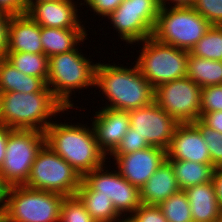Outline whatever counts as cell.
I'll use <instances>...</instances> for the list:
<instances>
[{
  "instance_id": "42",
  "label": "cell",
  "mask_w": 222,
  "mask_h": 222,
  "mask_svg": "<svg viewBox=\"0 0 222 222\" xmlns=\"http://www.w3.org/2000/svg\"><path fill=\"white\" fill-rule=\"evenodd\" d=\"M11 128L0 124V169L2 167L5 154H6V142L9 136Z\"/></svg>"
},
{
  "instance_id": "13",
  "label": "cell",
  "mask_w": 222,
  "mask_h": 222,
  "mask_svg": "<svg viewBox=\"0 0 222 222\" xmlns=\"http://www.w3.org/2000/svg\"><path fill=\"white\" fill-rule=\"evenodd\" d=\"M115 160L118 172L122 177L141 189L155 171L167 160V157L164 149L150 146L134 153L118 155Z\"/></svg>"
},
{
  "instance_id": "20",
  "label": "cell",
  "mask_w": 222,
  "mask_h": 222,
  "mask_svg": "<svg viewBox=\"0 0 222 222\" xmlns=\"http://www.w3.org/2000/svg\"><path fill=\"white\" fill-rule=\"evenodd\" d=\"M20 92H52L47 84L34 76L17 70L5 58H0V93Z\"/></svg>"
},
{
  "instance_id": "8",
  "label": "cell",
  "mask_w": 222,
  "mask_h": 222,
  "mask_svg": "<svg viewBox=\"0 0 222 222\" xmlns=\"http://www.w3.org/2000/svg\"><path fill=\"white\" fill-rule=\"evenodd\" d=\"M81 182L78 172L45 144L37 154L24 185L66 197L76 195Z\"/></svg>"
},
{
  "instance_id": "30",
  "label": "cell",
  "mask_w": 222,
  "mask_h": 222,
  "mask_svg": "<svg viewBox=\"0 0 222 222\" xmlns=\"http://www.w3.org/2000/svg\"><path fill=\"white\" fill-rule=\"evenodd\" d=\"M59 222H96L76 195L66 196L61 204Z\"/></svg>"
},
{
  "instance_id": "37",
  "label": "cell",
  "mask_w": 222,
  "mask_h": 222,
  "mask_svg": "<svg viewBox=\"0 0 222 222\" xmlns=\"http://www.w3.org/2000/svg\"><path fill=\"white\" fill-rule=\"evenodd\" d=\"M27 10V0H0V11L10 16L26 14Z\"/></svg>"
},
{
  "instance_id": "11",
  "label": "cell",
  "mask_w": 222,
  "mask_h": 222,
  "mask_svg": "<svg viewBox=\"0 0 222 222\" xmlns=\"http://www.w3.org/2000/svg\"><path fill=\"white\" fill-rule=\"evenodd\" d=\"M154 102L179 124L200 119L201 87L188 77L160 84L154 88Z\"/></svg>"
},
{
  "instance_id": "21",
  "label": "cell",
  "mask_w": 222,
  "mask_h": 222,
  "mask_svg": "<svg viewBox=\"0 0 222 222\" xmlns=\"http://www.w3.org/2000/svg\"><path fill=\"white\" fill-rule=\"evenodd\" d=\"M87 38L85 29L41 27L43 54L49 58L75 49L77 43Z\"/></svg>"
},
{
  "instance_id": "31",
  "label": "cell",
  "mask_w": 222,
  "mask_h": 222,
  "mask_svg": "<svg viewBox=\"0 0 222 222\" xmlns=\"http://www.w3.org/2000/svg\"><path fill=\"white\" fill-rule=\"evenodd\" d=\"M200 130L210 151L211 164L214 167L222 166V133L205 127L199 120L194 123Z\"/></svg>"
},
{
  "instance_id": "6",
  "label": "cell",
  "mask_w": 222,
  "mask_h": 222,
  "mask_svg": "<svg viewBox=\"0 0 222 222\" xmlns=\"http://www.w3.org/2000/svg\"><path fill=\"white\" fill-rule=\"evenodd\" d=\"M141 42H144V45L136 65L153 88L187 77V61L190 51L160 43L153 37Z\"/></svg>"
},
{
  "instance_id": "41",
  "label": "cell",
  "mask_w": 222,
  "mask_h": 222,
  "mask_svg": "<svg viewBox=\"0 0 222 222\" xmlns=\"http://www.w3.org/2000/svg\"><path fill=\"white\" fill-rule=\"evenodd\" d=\"M212 182L215 188V194L218 205L222 210V166L215 167L213 172Z\"/></svg>"
},
{
  "instance_id": "35",
  "label": "cell",
  "mask_w": 222,
  "mask_h": 222,
  "mask_svg": "<svg viewBox=\"0 0 222 222\" xmlns=\"http://www.w3.org/2000/svg\"><path fill=\"white\" fill-rule=\"evenodd\" d=\"M132 214L126 218L129 222H168L156 205L141 204Z\"/></svg>"
},
{
  "instance_id": "14",
  "label": "cell",
  "mask_w": 222,
  "mask_h": 222,
  "mask_svg": "<svg viewBox=\"0 0 222 222\" xmlns=\"http://www.w3.org/2000/svg\"><path fill=\"white\" fill-rule=\"evenodd\" d=\"M167 160L211 164L210 151L201 130L194 123L178 124L166 150Z\"/></svg>"
},
{
  "instance_id": "45",
  "label": "cell",
  "mask_w": 222,
  "mask_h": 222,
  "mask_svg": "<svg viewBox=\"0 0 222 222\" xmlns=\"http://www.w3.org/2000/svg\"><path fill=\"white\" fill-rule=\"evenodd\" d=\"M117 222H129L127 219H123L122 221H117Z\"/></svg>"
},
{
  "instance_id": "22",
  "label": "cell",
  "mask_w": 222,
  "mask_h": 222,
  "mask_svg": "<svg viewBox=\"0 0 222 222\" xmlns=\"http://www.w3.org/2000/svg\"><path fill=\"white\" fill-rule=\"evenodd\" d=\"M174 169V174L180 190L212 181L215 167L212 164H202L192 161L167 160Z\"/></svg>"
},
{
  "instance_id": "27",
  "label": "cell",
  "mask_w": 222,
  "mask_h": 222,
  "mask_svg": "<svg viewBox=\"0 0 222 222\" xmlns=\"http://www.w3.org/2000/svg\"><path fill=\"white\" fill-rule=\"evenodd\" d=\"M112 204L120 216L124 212L133 213L141 205L140 189L129 183L119 172L116 173Z\"/></svg>"
},
{
  "instance_id": "33",
  "label": "cell",
  "mask_w": 222,
  "mask_h": 222,
  "mask_svg": "<svg viewBox=\"0 0 222 222\" xmlns=\"http://www.w3.org/2000/svg\"><path fill=\"white\" fill-rule=\"evenodd\" d=\"M213 111H222V84L201 88L200 117L202 113Z\"/></svg>"
},
{
  "instance_id": "36",
  "label": "cell",
  "mask_w": 222,
  "mask_h": 222,
  "mask_svg": "<svg viewBox=\"0 0 222 222\" xmlns=\"http://www.w3.org/2000/svg\"><path fill=\"white\" fill-rule=\"evenodd\" d=\"M92 10L102 17H108L117 7L122 3L123 0H84Z\"/></svg>"
},
{
  "instance_id": "18",
  "label": "cell",
  "mask_w": 222,
  "mask_h": 222,
  "mask_svg": "<svg viewBox=\"0 0 222 222\" xmlns=\"http://www.w3.org/2000/svg\"><path fill=\"white\" fill-rule=\"evenodd\" d=\"M187 195L193 222H222L213 182L194 185L184 190Z\"/></svg>"
},
{
  "instance_id": "5",
  "label": "cell",
  "mask_w": 222,
  "mask_h": 222,
  "mask_svg": "<svg viewBox=\"0 0 222 222\" xmlns=\"http://www.w3.org/2000/svg\"><path fill=\"white\" fill-rule=\"evenodd\" d=\"M161 7L152 37L158 42L191 51L211 28L192 6Z\"/></svg>"
},
{
  "instance_id": "2",
  "label": "cell",
  "mask_w": 222,
  "mask_h": 222,
  "mask_svg": "<svg viewBox=\"0 0 222 222\" xmlns=\"http://www.w3.org/2000/svg\"><path fill=\"white\" fill-rule=\"evenodd\" d=\"M46 145L83 177L105 165L106 155L99 149L93 128L52 123L45 131Z\"/></svg>"
},
{
  "instance_id": "10",
  "label": "cell",
  "mask_w": 222,
  "mask_h": 222,
  "mask_svg": "<svg viewBox=\"0 0 222 222\" xmlns=\"http://www.w3.org/2000/svg\"><path fill=\"white\" fill-rule=\"evenodd\" d=\"M160 0H123L108 19L126 43L152 37L161 10Z\"/></svg>"
},
{
  "instance_id": "12",
  "label": "cell",
  "mask_w": 222,
  "mask_h": 222,
  "mask_svg": "<svg viewBox=\"0 0 222 222\" xmlns=\"http://www.w3.org/2000/svg\"><path fill=\"white\" fill-rule=\"evenodd\" d=\"M130 127L150 146L168 149L176 126L179 124L155 102L128 111Z\"/></svg>"
},
{
  "instance_id": "19",
  "label": "cell",
  "mask_w": 222,
  "mask_h": 222,
  "mask_svg": "<svg viewBox=\"0 0 222 222\" xmlns=\"http://www.w3.org/2000/svg\"><path fill=\"white\" fill-rule=\"evenodd\" d=\"M179 191L174 169L166 160L140 189L141 204L159 206Z\"/></svg>"
},
{
  "instance_id": "40",
  "label": "cell",
  "mask_w": 222,
  "mask_h": 222,
  "mask_svg": "<svg viewBox=\"0 0 222 222\" xmlns=\"http://www.w3.org/2000/svg\"><path fill=\"white\" fill-rule=\"evenodd\" d=\"M10 188L11 185L0 175V220L8 208V196Z\"/></svg>"
},
{
  "instance_id": "44",
  "label": "cell",
  "mask_w": 222,
  "mask_h": 222,
  "mask_svg": "<svg viewBox=\"0 0 222 222\" xmlns=\"http://www.w3.org/2000/svg\"><path fill=\"white\" fill-rule=\"evenodd\" d=\"M41 1H48V0H27V5L29 7L33 2H41Z\"/></svg>"
},
{
  "instance_id": "43",
  "label": "cell",
  "mask_w": 222,
  "mask_h": 222,
  "mask_svg": "<svg viewBox=\"0 0 222 222\" xmlns=\"http://www.w3.org/2000/svg\"><path fill=\"white\" fill-rule=\"evenodd\" d=\"M167 1H172L173 5L175 7H181V6H192L195 0H160V4L162 7H166V2Z\"/></svg>"
},
{
  "instance_id": "4",
  "label": "cell",
  "mask_w": 222,
  "mask_h": 222,
  "mask_svg": "<svg viewBox=\"0 0 222 222\" xmlns=\"http://www.w3.org/2000/svg\"><path fill=\"white\" fill-rule=\"evenodd\" d=\"M91 62L79 53L77 48L49 58L47 86L67 110L73 107V103L69 100L72 90L95 86L97 63Z\"/></svg>"
},
{
  "instance_id": "34",
  "label": "cell",
  "mask_w": 222,
  "mask_h": 222,
  "mask_svg": "<svg viewBox=\"0 0 222 222\" xmlns=\"http://www.w3.org/2000/svg\"><path fill=\"white\" fill-rule=\"evenodd\" d=\"M148 147H150V145L147 141L136 134L132 127H129L128 132L124 135L120 144L110 155L116 158L118 155L134 153Z\"/></svg>"
},
{
  "instance_id": "23",
  "label": "cell",
  "mask_w": 222,
  "mask_h": 222,
  "mask_svg": "<svg viewBox=\"0 0 222 222\" xmlns=\"http://www.w3.org/2000/svg\"><path fill=\"white\" fill-rule=\"evenodd\" d=\"M187 77L201 88L222 84V61L199 58L189 52Z\"/></svg>"
},
{
  "instance_id": "16",
  "label": "cell",
  "mask_w": 222,
  "mask_h": 222,
  "mask_svg": "<svg viewBox=\"0 0 222 222\" xmlns=\"http://www.w3.org/2000/svg\"><path fill=\"white\" fill-rule=\"evenodd\" d=\"M95 112L92 128L95 133L99 149L105 154H111L120 144L130 127L127 111L102 107ZM108 152V153H107Z\"/></svg>"
},
{
  "instance_id": "26",
  "label": "cell",
  "mask_w": 222,
  "mask_h": 222,
  "mask_svg": "<svg viewBox=\"0 0 222 222\" xmlns=\"http://www.w3.org/2000/svg\"><path fill=\"white\" fill-rule=\"evenodd\" d=\"M76 196L96 222L120 220V215L116 212L110 197L98 195V193H76Z\"/></svg>"
},
{
  "instance_id": "25",
  "label": "cell",
  "mask_w": 222,
  "mask_h": 222,
  "mask_svg": "<svg viewBox=\"0 0 222 222\" xmlns=\"http://www.w3.org/2000/svg\"><path fill=\"white\" fill-rule=\"evenodd\" d=\"M104 165L92 170L82 177L80 187L76 193H98L110 197L112 200L115 191L116 171L104 172Z\"/></svg>"
},
{
  "instance_id": "1",
  "label": "cell",
  "mask_w": 222,
  "mask_h": 222,
  "mask_svg": "<svg viewBox=\"0 0 222 222\" xmlns=\"http://www.w3.org/2000/svg\"><path fill=\"white\" fill-rule=\"evenodd\" d=\"M95 85L110 101L105 108L131 111L154 102V88L139 72L137 65L126 68L97 63Z\"/></svg>"
},
{
  "instance_id": "3",
  "label": "cell",
  "mask_w": 222,
  "mask_h": 222,
  "mask_svg": "<svg viewBox=\"0 0 222 222\" xmlns=\"http://www.w3.org/2000/svg\"><path fill=\"white\" fill-rule=\"evenodd\" d=\"M65 110L52 92L0 93V124L11 129L45 132L52 123L50 116Z\"/></svg>"
},
{
  "instance_id": "17",
  "label": "cell",
  "mask_w": 222,
  "mask_h": 222,
  "mask_svg": "<svg viewBox=\"0 0 222 222\" xmlns=\"http://www.w3.org/2000/svg\"><path fill=\"white\" fill-rule=\"evenodd\" d=\"M14 52L43 54L41 27L27 14L9 18L7 53Z\"/></svg>"
},
{
  "instance_id": "38",
  "label": "cell",
  "mask_w": 222,
  "mask_h": 222,
  "mask_svg": "<svg viewBox=\"0 0 222 222\" xmlns=\"http://www.w3.org/2000/svg\"><path fill=\"white\" fill-rule=\"evenodd\" d=\"M199 121L205 127L222 133V111L202 113Z\"/></svg>"
},
{
  "instance_id": "7",
  "label": "cell",
  "mask_w": 222,
  "mask_h": 222,
  "mask_svg": "<svg viewBox=\"0 0 222 222\" xmlns=\"http://www.w3.org/2000/svg\"><path fill=\"white\" fill-rule=\"evenodd\" d=\"M64 195L32 189L25 185L11 186L8 208L2 222H59Z\"/></svg>"
},
{
  "instance_id": "32",
  "label": "cell",
  "mask_w": 222,
  "mask_h": 222,
  "mask_svg": "<svg viewBox=\"0 0 222 222\" xmlns=\"http://www.w3.org/2000/svg\"><path fill=\"white\" fill-rule=\"evenodd\" d=\"M192 8L212 26H222V0H195Z\"/></svg>"
},
{
  "instance_id": "28",
  "label": "cell",
  "mask_w": 222,
  "mask_h": 222,
  "mask_svg": "<svg viewBox=\"0 0 222 222\" xmlns=\"http://www.w3.org/2000/svg\"><path fill=\"white\" fill-rule=\"evenodd\" d=\"M190 53L199 58L222 61V26H211Z\"/></svg>"
},
{
  "instance_id": "9",
  "label": "cell",
  "mask_w": 222,
  "mask_h": 222,
  "mask_svg": "<svg viewBox=\"0 0 222 222\" xmlns=\"http://www.w3.org/2000/svg\"><path fill=\"white\" fill-rule=\"evenodd\" d=\"M46 144L45 132L11 129L0 175L11 185H24L37 154Z\"/></svg>"
},
{
  "instance_id": "24",
  "label": "cell",
  "mask_w": 222,
  "mask_h": 222,
  "mask_svg": "<svg viewBox=\"0 0 222 222\" xmlns=\"http://www.w3.org/2000/svg\"><path fill=\"white\" fill-rule=\"evenodd\" d=\"M20 72L41 78L47 84L49 73V57L44 54L26 52L6 53L4 57Z\"/></svg>"
},
{
  "instance_id": "15",
  "label": "cell",
  "mask_w": 222,
  "mask_h": 222,
  "mask_svg": "<svg viewBox=\"0 0 222 222\" xmlns=\"http://www.w3.org/2000/svg\"><path fill=\"white\" fill-rule=\"evenodd\" d=\"M73 0H48L33 2L27 10L40 27L61 29H85L77 18V8ZM80 22V23H79Z\"/></svg>"
},
{
  "instance_id": "29",
  "label": "cell",
  "mask_w": 222,
  "mask_h": 222,
  "mask_svg": "<svg viewBox=\"0 0 222 222\" xmlns=\"http://www.w3.org/2000/svg\"><path fill=\"white\" fill-rule=\"evenodd\" d=\"M159 207L168 222H193L190 204L184 190L171 195Z\"/></svg>"
},
{
  "instance_id": "39",
  "label": "cell",
  "mask_w": 222,
  "mask_h": 222,
  "mask_svg": "<svg viewBox=\"0 0 222 222\" xmlns=\"http://www.w3.org/2000/svg\"><path fill=\"white\" fill-rule=\"evenodd\" d=\"M10 15L0 11V58H4L8 47V21Z\"/></svg>"
}]
</instances>
